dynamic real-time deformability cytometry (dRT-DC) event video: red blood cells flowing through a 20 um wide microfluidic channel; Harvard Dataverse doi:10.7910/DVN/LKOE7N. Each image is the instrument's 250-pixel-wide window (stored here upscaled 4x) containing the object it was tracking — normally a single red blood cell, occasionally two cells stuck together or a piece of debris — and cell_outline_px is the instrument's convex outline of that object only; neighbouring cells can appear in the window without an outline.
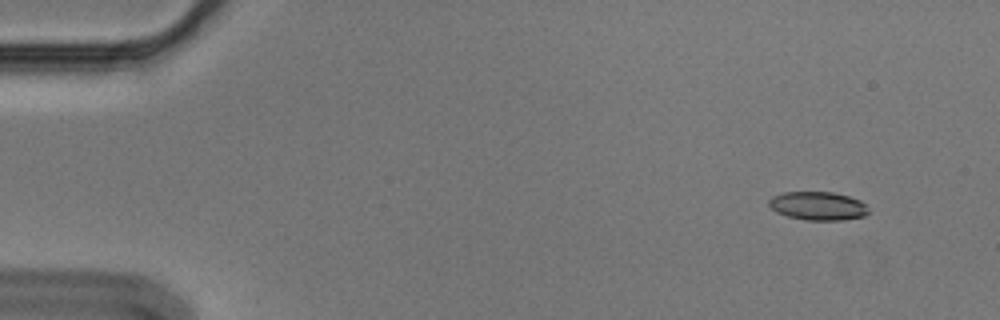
{"species": "Egyptian fruit bat (a non-hibernating species)", "species_latin": "Rousettus aegyptiacus", "temperature_condition": "cold", "stored_images_in_passage": 9, "camera_frame_rate_fps": 3000, "um_per_image_px": 0.085, "animal": {"sex": "male"}, "frame": {"image": 1, "passage_image": 1, "time_ms": 0.0, "image_size_px": [1000, 320], "cell_outline_px": [[868, 212], [864, 216], [844, 220], [804, 220], [788, 216], [776, 212], [768, 204], [768, 200], [772, 196], [784, 192], [832, 192], [848, 196], [860, 200], [864, 204]], "centroid_in_image_um": [69.49, 17.5], "position_along_channel_um": 15.5, "area_um2": 16.47}}
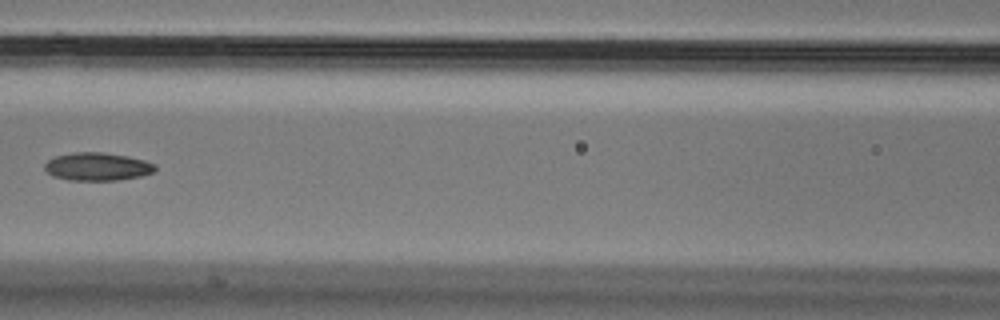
{"frame": {"image": 2, "passage_image": 7, "time_ms": 2.0, "image_size_px": [1000, 320], "cell_outline_px": [[156, 172], [140, 176], [116, 180], [68, 180], [52, 176], [44, 168], [44, 164], [48, 160], [56, 156], [72, 152], [100, 152], [128, 156], [144, 160], [156, 164]], "centroid_in_image_um": [8.28, 14.16], "position_along_channel_um": 158.3, "area_um2": 18.09}}
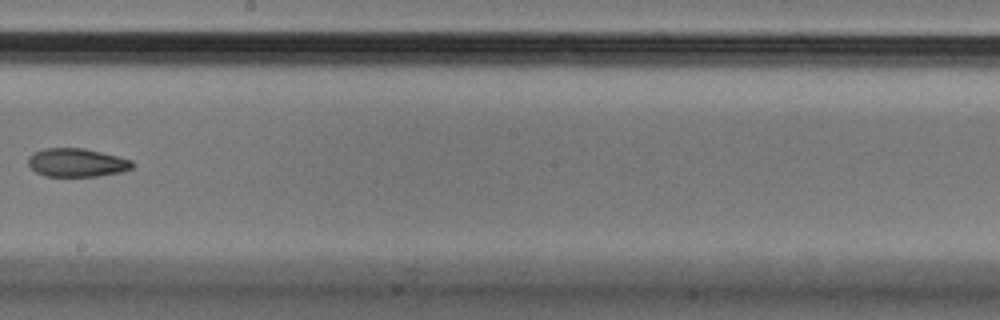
{"frame": {"image": 3, "passage_image": 9, "time_ms": 2.667, "image_size_px": [1000, 320], "cell_outline_px": [[136, 164], [132, 168], [120, 172], [96, 176], [44, 176], [36, 172], [28, 164], [28, 156], [32, 152], [44, 148], [84, 148], [132, 160]], "centroid_in_image_um": [6.5, 13.81], "position_along_channel_um": 241.7, "area_um2": 17.28}}